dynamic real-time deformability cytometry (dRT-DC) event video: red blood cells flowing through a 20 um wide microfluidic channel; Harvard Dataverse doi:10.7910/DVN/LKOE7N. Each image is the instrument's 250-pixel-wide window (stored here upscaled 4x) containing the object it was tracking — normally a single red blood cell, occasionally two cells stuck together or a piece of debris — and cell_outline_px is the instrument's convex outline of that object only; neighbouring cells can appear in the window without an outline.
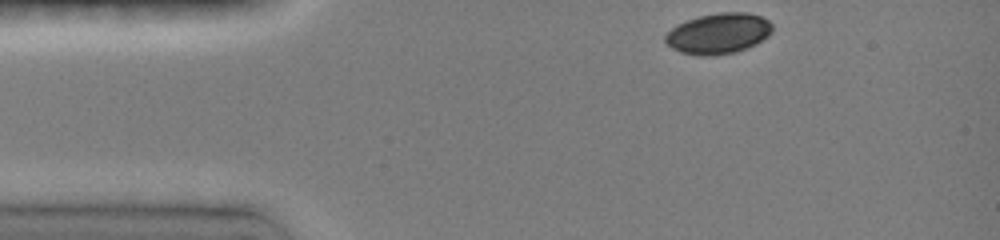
{"species": "common noctule bat (a hibernating species)", "species_latin": "Nyctalus noctula", "temperature_condition": "room temperature", "stored_images_in_passage": 13, "camera_frame_rate_fps": 3000, "um_per_image_px": 0.085, "animal": {"sex": "female", "body_mass_g": 19.0, "forearm_length_mm": 51.5}, "frame": {"image": 1, "passage_image": 1, "time_ms": 0.0, "image_size_px": [1000, 240], "cell_outline_px": [[772, 32], [768, 36], [756, 44], [748, 48], [736, 52], [716, 56], [700, 56], [680, 52], [672, 48], [664, 40], [664, 36], [676, 24], [700, 16], [720, 12], [748, 12], [760, 16], [768, 20], [772, 24]], "centroid_in_image_um": [61.08, 2.86], "position_along_channel_um": 23.9, "area_um2": 25.55}}
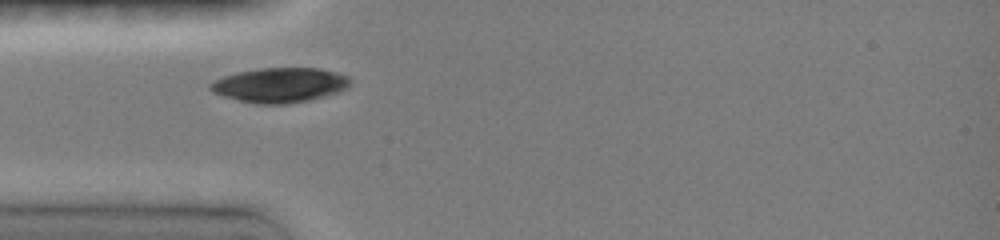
{"frame": {"image": 2, "passage_image": 12, "time_ms": 2.333, "image_size_px": [1000, 240], "cell_outline_px": [[352, 84], [348, 88], [340, 92], [308, 100], [288, 104], [256, 104], [224, 96], [212, 92], [208, 88], [208, 84], [224, 76], [236, 72], [260, 68], [320, 68], [336, 72], [348, 76], [352, 80]], "centroid_in_image_um": [23.82, 7.23], "position_along_channel_um": 61.2, "area_um2": 28.5}}